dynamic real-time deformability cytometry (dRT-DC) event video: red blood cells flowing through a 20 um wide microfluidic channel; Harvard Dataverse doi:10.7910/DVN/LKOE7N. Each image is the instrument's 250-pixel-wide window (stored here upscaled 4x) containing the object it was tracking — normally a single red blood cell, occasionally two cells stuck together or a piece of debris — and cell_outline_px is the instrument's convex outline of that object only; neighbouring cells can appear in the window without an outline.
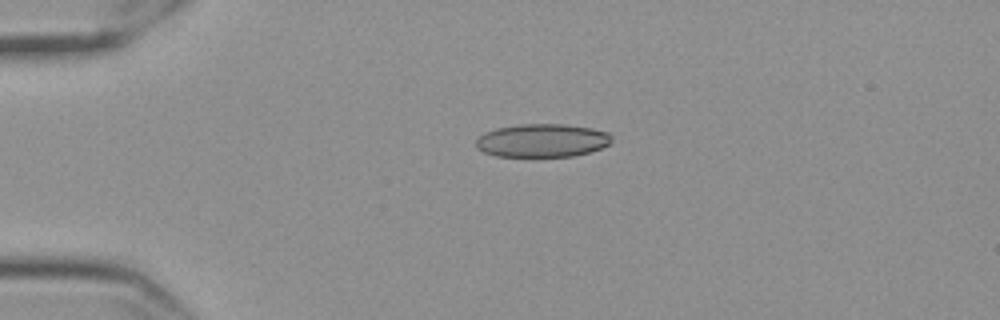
{"species": "Egyptian fruit bat (a non-hibernating species)", "species_latin": "Rousettus aegyptiacus", "temperature_condition": "cold", "stored_images_in_passage": 45, "camera_frame_rate_fps": 3000, "um_per_image_px": 0.085, "frame": {"image": 1, "passage_image": 1, "time_ms": 0.0, "image_size_px": [1000, 320], "cell_outline_px": [[612, 140], [608, 144], [592, 152], [572, 156], [496, 156], [484, 152], [476, 148], [476, 140], [484, 132], [496, 128], [520, 124], [564, 124], [592, 128], [608, 132], [612, 136]], "centroid_in_image_um": [46.09, 11.94], "position_along_channel_um": 38.9, "area_um2": 26.36}}
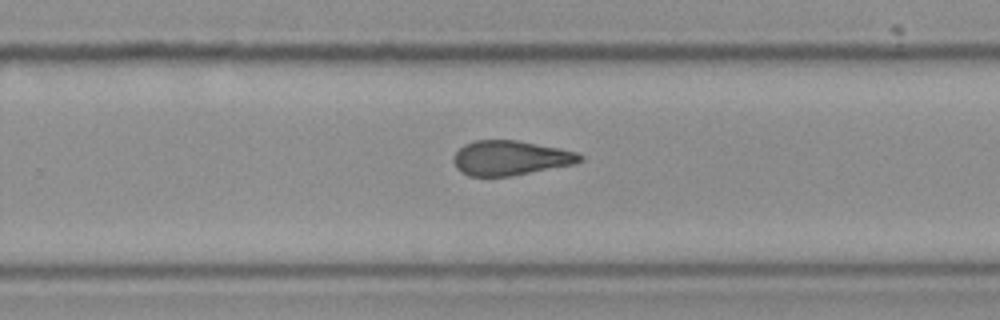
{"frame": {"image": 2, "passage_image": 25, "time_ms": 8.0, "image_size_px": [1000, 320], "cell_outline_px": [[584, 160], [572, 164], [512, 176], [468, 176], [460, 172], [456, 168], [452, 160], [452, 156], [464, 144], [476, 140], [516, 140], [560, 148], [576, 152], [584, 156]], "centroid_in_image_um": [43.35, 13.43], "position_along_channel_um": 286.4, "area_um2": 25.61}}
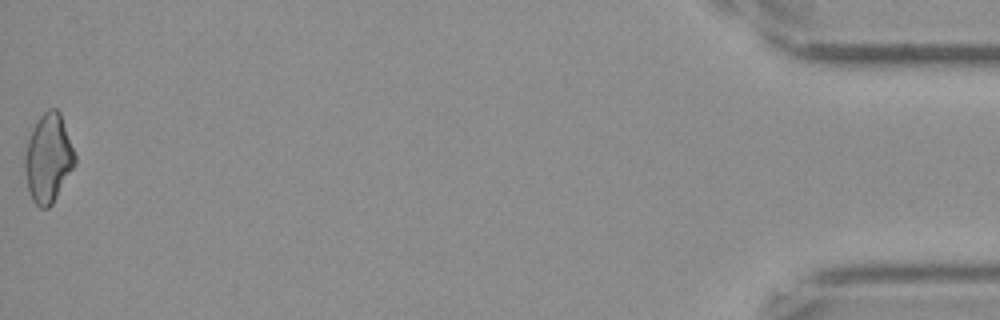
{"frame": {"image": 3, "passage_image": 45, "time_ms": 14.667, "image_size_px": [1000, 320], "cell_outline_px": [[76, 164], [52, 204], [48, 208], [40, 208], [32, 200], [28, 188], [24, 168], [24, 156], [28, 140], [32, 128], [40, 116], [48, 108], [56, 108], [60, 112], [76, 156]], "centroid_in_image_um": [4.1, 13.45], "position_along_channel_um": 431.1, "area_um2": 25.84}, "authors_computed_cell_mechanics": {"area_um2": 25.8366, "velocity_mm_per_s": 3.5494, "shape_relaxation_time_tau1_ms": null, "shape_relaxation_time_tau2_ms": 2.0879, "deformation_change_tau1": null, "deformation_change_tau2": 0.0988}}